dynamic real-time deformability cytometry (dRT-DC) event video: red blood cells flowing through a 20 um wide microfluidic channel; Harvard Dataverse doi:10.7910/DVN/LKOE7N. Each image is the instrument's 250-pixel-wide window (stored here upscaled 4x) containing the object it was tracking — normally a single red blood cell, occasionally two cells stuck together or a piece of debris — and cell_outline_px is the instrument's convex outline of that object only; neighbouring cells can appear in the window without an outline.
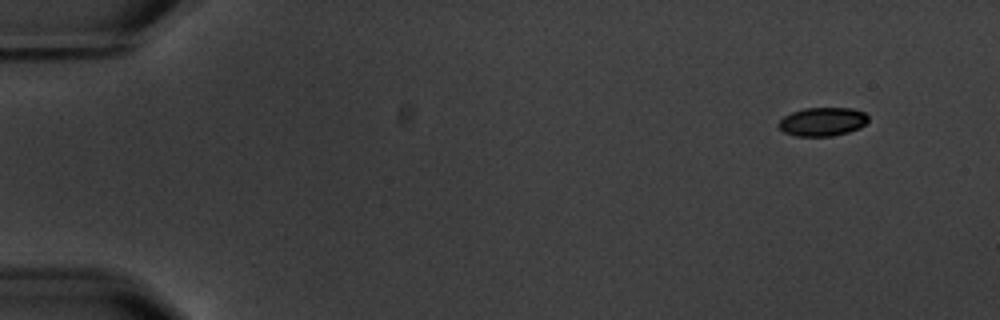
{"species": "common noctule bat (a hibernating species)", "species_latin": "Nyctalus noctula", "temperature_condition": "warm", "stored_images_in_passage": 6, "camera_frame_rate_fps": 3000, "um_per_image_px": 0.085, "animal": {"sex": "male", "body_mass_g": 20.1, "forearm_length_mm": 53.5}, "frame": {"image": 1, "passage_image": 1, "time_ms": 0.0, "image_size_px": [1000, 320], "cell_outline_px": [[868, 120], [860, 128], [848, 132], [832, 136], [796, 136], [784, 132], [776, 124], [784, 116], [792, 112], [804, 108], [852, 108], [864, 112], [868, 116]], "centroid_in_image_um": [69.9, 10.34], "position_along_channel_um": 15.1, "area_um2": 14.97}}
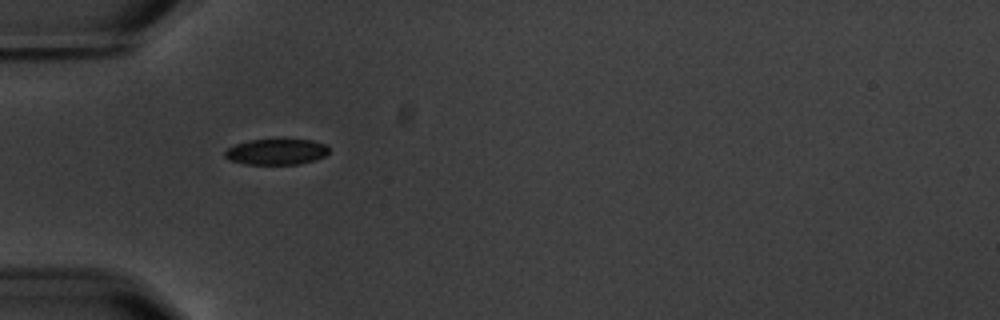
{"frame": {"image": 2, "passage_image": 5, "time_ms": 4.667, "image_size_px": [1000, 320], "cell_outline_px": [[328, 152], [324, 156], [316, 160], [300, 164], [244, 164], [228, 160], [224, 156], [224, 152], [228, 148], [236, 144], [252, 140], [312, 140], [324, 144], [328, 148]], "centroid_in_image_um": [23.47, 12.92], "position_along_channel_um": 61.5, "area_um2": 15.55}}
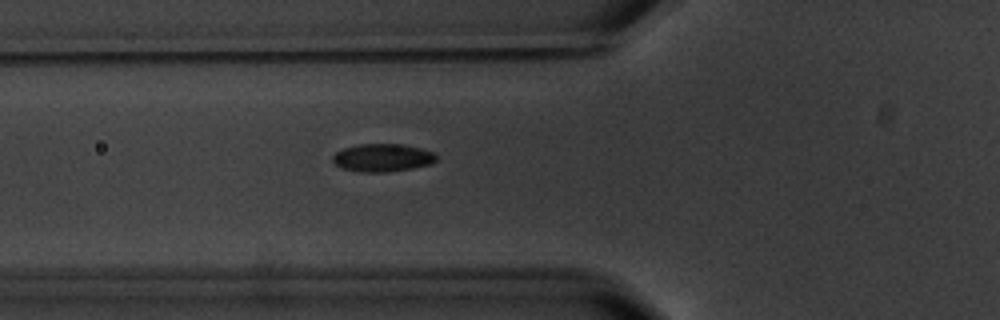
{"frame": {"image": 3, "passage_image": 6, "time_ms": 5.667, "image_size_px": [1000, 320], "cell_outline_px": [[436, 160], [432, 164], [412, 168], [388, 172], [360, 172], [340, 168], [332, 160], [332, 156], [336, 152], [344, 148], [356, 144], [404, 144], [420, 148], [432, 152], [436, 156]], "centroid_in_image_um": [32.49, 13.41], "position_along_channel_um": 93.3, "area_um2": 16.94}}